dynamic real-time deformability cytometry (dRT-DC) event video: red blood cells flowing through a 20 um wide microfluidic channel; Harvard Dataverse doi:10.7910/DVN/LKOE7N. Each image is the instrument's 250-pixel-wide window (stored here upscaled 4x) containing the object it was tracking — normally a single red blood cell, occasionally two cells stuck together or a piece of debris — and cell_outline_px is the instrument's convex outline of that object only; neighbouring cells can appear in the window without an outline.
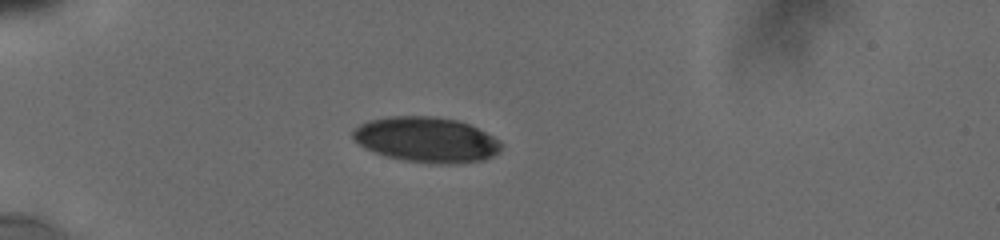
{"species": "human", "species_latin": "Homo sapiens", "temperature_condition": "cold", "stored_images_in_passage": 2, "camera_frame_rate_fps": 3000, "um_per_image_px": 0.085, "donor": {"sex": "male"}, "frame": {"image": 1, "passage_image": 1, "time_ms": 0.0, "image_size_px": [1000, 240], "cell_outline_px": [[504, 144], [492, 156], [484, 160], [448, 164], [408, 160], [388, 156], [376, 152], [360, 144], [352, 136], [352, 132], [360, 124], [368, 120], [392, 116], [432, 116], [456, 120], [468, 124], [500, 140]], "centroid_in_image_um": [36.26, 11.85], "position_along_channel_um": 48.7, "area_um2": 38.38}}